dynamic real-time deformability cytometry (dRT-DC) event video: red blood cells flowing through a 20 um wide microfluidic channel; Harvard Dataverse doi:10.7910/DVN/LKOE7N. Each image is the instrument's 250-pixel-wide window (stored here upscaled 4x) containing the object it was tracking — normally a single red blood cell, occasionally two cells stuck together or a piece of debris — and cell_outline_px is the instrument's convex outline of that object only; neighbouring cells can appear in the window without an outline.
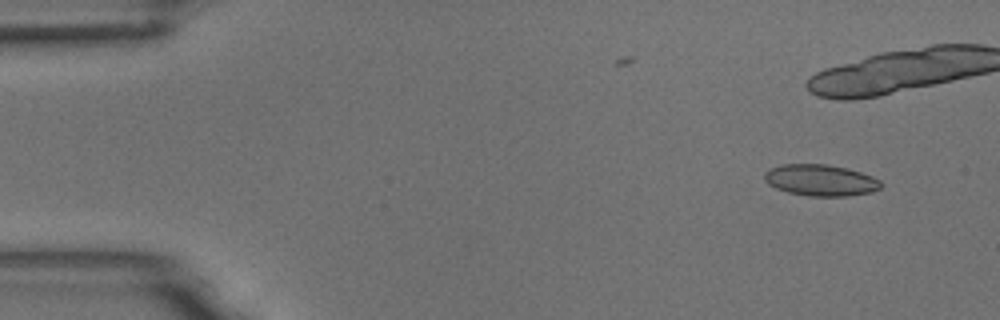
{"species": "common noctule bat (a hibernating species)", "species_latin": "Nyctalus noctula", "temperature_condition": "room temperature", "stored_images_in_passage": 8, "camera_frame_rate_fps": 3000, "um_per_image_px": 0.085, "animal": {"sex": "male", "body_mass_g": 18.8}, "frame": {"image": 1, "passage_image": 1, "time_ms": 0.0, "image_size_px": [1000, 320], "cell_outline_px": [[880, 188], [872, 192], [848, 196], [808, 196], [788, 192], [776, 188], [768, 184], [764, 180], [764, 172], [768, 168], [780, 164], [828, 164], [848, 168], [872, 176], [880, 180]], "centroid_in_image_um": [69.72, 15.31], "position_along_channel_um": 15.3, "area_um2": 21.5}}